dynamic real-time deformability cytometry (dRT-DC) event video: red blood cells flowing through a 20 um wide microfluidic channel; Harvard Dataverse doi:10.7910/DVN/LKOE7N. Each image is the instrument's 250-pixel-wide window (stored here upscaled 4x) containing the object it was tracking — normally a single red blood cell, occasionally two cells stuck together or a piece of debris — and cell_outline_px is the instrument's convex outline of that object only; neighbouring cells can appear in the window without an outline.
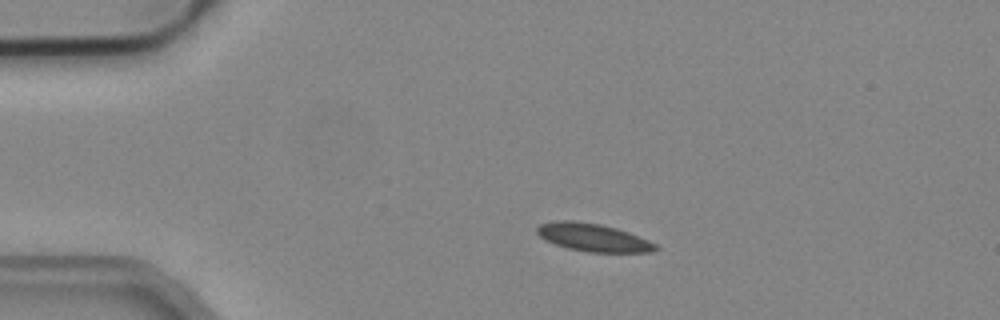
{"species": "common noctule bat (a hibernating species)", "species_latin": "Nyctalus noctula", "temperature_condition": "cold", "stored_images_in_passage": 43, "camera_frame_rate_fps": 3000, "um_per_image_px": 0.085, "animal": {"sex": "male", "body_mass_g": 19.2, "forearm_length_mm": 51.8}, "frame": {"image": 1, "passage_image": 1, "time_ms": 0.0, "image_size_px": [1000, 320], "cell_outline_px": [[660, 248], [652, 252], [588, 252], [568, 248], [544, 240], [536, 232], [536, 228], [540, 224], [556, 220], [572, 220], [600, 224], [616, 228], [628, 232], [648, 240], [656, 244]], "centroid_in_image_um": [50.4, 20.18], "position_along_channel_um": 34.6, "area_um2": 19.25}}
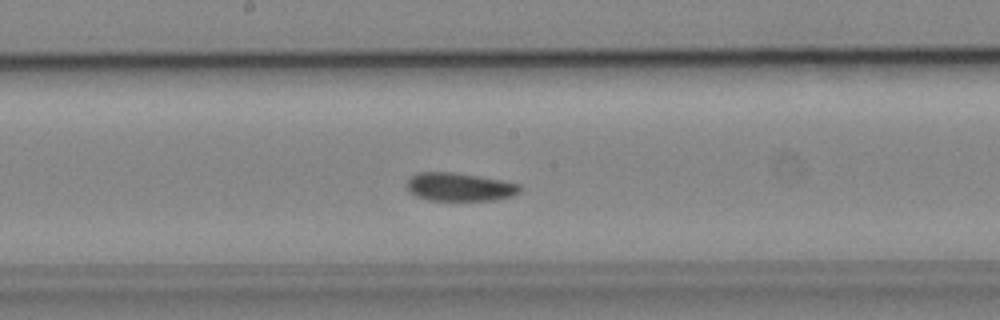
{"frame": {"image": 2, "passage_image": 18, "time_ms": 5.667, "image_size_px": [1000, 320], "cell_outline_px": [[520, 192], [512, 196], [496, 200], [428, 200], [416, 196], [408, 188], [408, 180], [412, 176], [420, 172], [452, 172], [500, 180], [520, 184]], "centroid_in_image_um": [39.09, 15.9], "position_along_channel_um": 209.1, "area_um2": 18.32}}
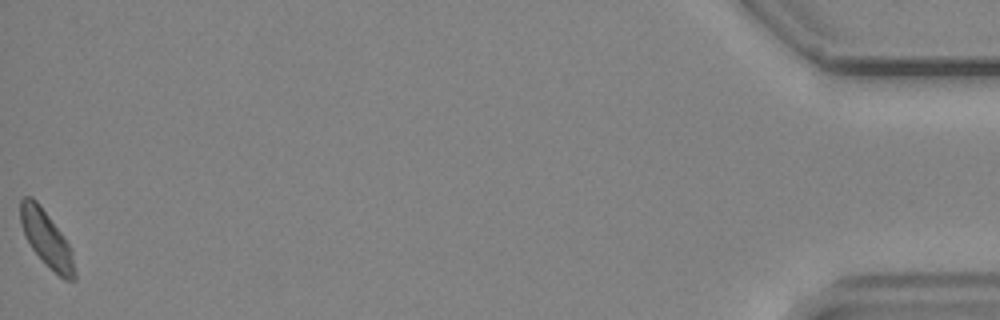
{"frame": {"image": 3, "passage_image": 43, "time_ms": 14.0, "image_size_px": [1000, 320], "cell_outline_px": [[76, 280], [64, 280], [32, 248], [20, 224], [20, 200], [24, 196], [32, 196], [40, 204], [64, 236], [72, 248], [76, 272]], "centroid_in_image_um": [3.98, 20.26], "position_along_channel_um": 431.2, "area_um2": 17.51}, "authors_computed_cell_mechanics": {"area_um2": 18.5538, "velocity_mm_per_s": 3.8775, "shape_relaxation_time_tau1_ms": null, "shape_relaxation_time_tau2_ms": 8.8311, "deformation_change_tau1": null, "deformation_change_tau2": 0.1007}}